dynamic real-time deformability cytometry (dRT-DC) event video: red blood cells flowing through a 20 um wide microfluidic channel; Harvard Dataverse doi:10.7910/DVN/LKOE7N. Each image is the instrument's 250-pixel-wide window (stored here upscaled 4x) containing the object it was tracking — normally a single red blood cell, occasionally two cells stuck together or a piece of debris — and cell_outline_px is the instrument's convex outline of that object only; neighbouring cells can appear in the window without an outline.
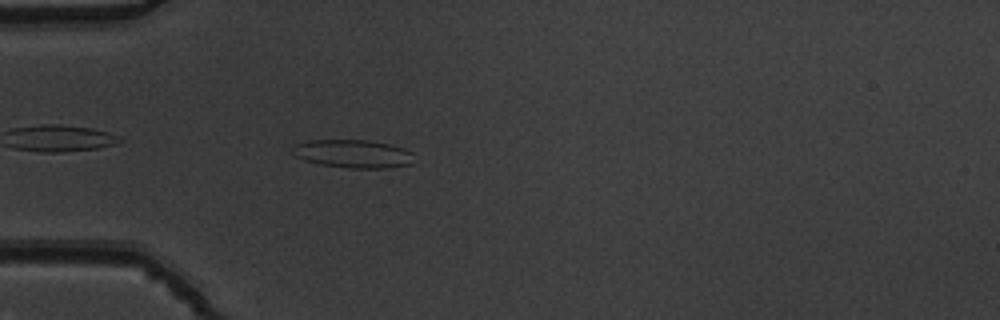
{"species": "common noctule bat (a hibernating species)", "species_latin": "Nyctalus noctula", "temperature_condition": "warm", "stored_images_in_passage": 40, "camera_frame_rate_fps": 3000, "um_per_image_px": 0.085, "animal": {"sex": "male", "body_mass_g": 19.5, "forearm_length_mm": 54.6}, "frame": {"image": 1, "passage_image": 3, "time_ms": 0.667, "image_size_px": [1000, 320], "cell_outline_px": [[412, 164], [388, 168], [348, 168], [320, 164], [304, 160], [296, 156], [292, 152], [296, 144], [308, 140], [368, 140], [388, 144], [404, 148], [412, 152]], "centroid_in_image_um": [30.02, 13.07], "position_along_channel_um": 55.0, "area_um2": 19.88}}
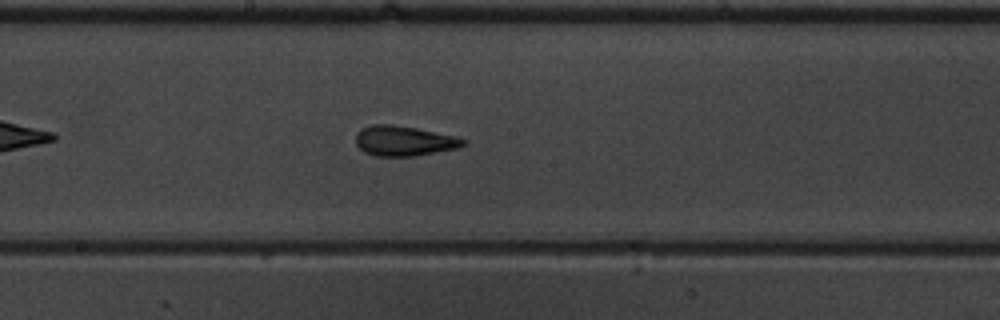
{"frame": {"image": 2, "passage_image": 16, "time_ms": 5.0, "image_size_px": [1000, 320], "cell_outline_px": [[468, 140], [464, 144], [456, 148], [416, 156], [376, 156], [364, 152], [356, 144], [356, 132], [360, 128], [372, 124], [392, 124], [416, 128], [456, 136]], "centroid_in_image_um": [34.31, 11.96], "position_along_channel_um": 213.9, "area_um2": 18.9}}
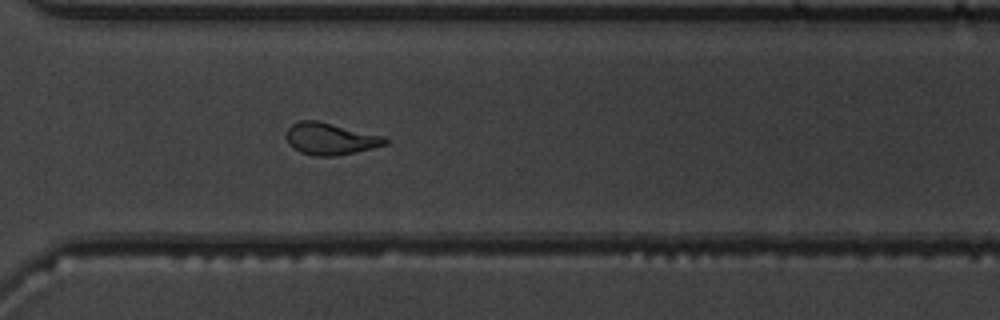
{"frame": {"image": 3, "passage_image": 26, "time_ms": 8.333, "image_size_px": [1000, 320], "cell_outline_px": [[388, 144], [356, 152], [336, 156], [316, 156], [300, 152], [288, 144], [288, 128], [292, 124], [300, 120], [316, 120], [384, 136], [388, 140]], "centroid_in_image_um": [28.1, 11.8], "position_along_channel_um": 342.5, "area_um2": 18.21}, "authors_computed_cell_mechanics": {"area_um2": 18.5538, "velocity_mm_per_s": 3.8659, "shape_relaxation_time_tau1_ms": 5.1457, "shape_relaxation_time_tau2_ms": 1.6672, "deformation_change_tau1": 0.181, "deformation_change_tau2": 0.0998}}